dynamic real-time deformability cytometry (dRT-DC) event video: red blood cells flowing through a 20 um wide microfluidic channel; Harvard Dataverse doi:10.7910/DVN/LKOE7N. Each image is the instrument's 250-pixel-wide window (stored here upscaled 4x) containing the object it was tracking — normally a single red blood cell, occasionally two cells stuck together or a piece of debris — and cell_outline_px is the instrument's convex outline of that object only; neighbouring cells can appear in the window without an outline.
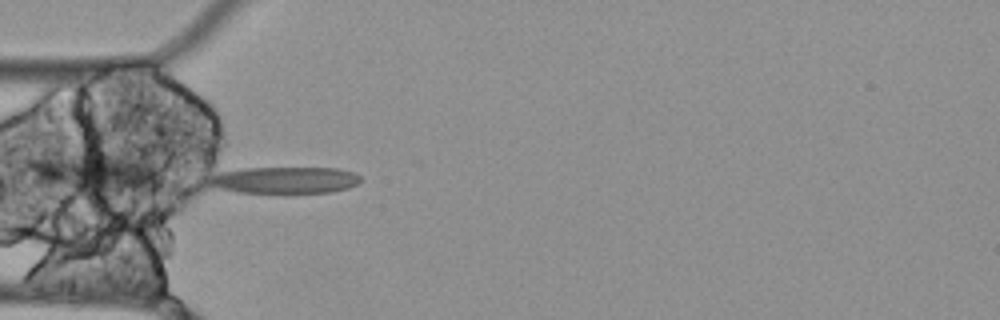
{"species": "Egyptian fruit bat (a non-hibernating species)", "species_latin": "Rousettus aegyptiacus", "temperature_condition": "cold", "stored_images_in_passage": 6, "camera_frame_rate_fps": 3000, "um_per_image_px": 0.085, "animal": {"sex": "female"}, "frame": {"image": 1, "passage_image": 4, "time_ms": 1.0, "image_size_px": [1000, 320], "cell_outline_px": [[360, 180], [356, 184], [348, 188], [332, 192], [284, 196], [240, 192], [220, 188], [208, 184], [208, 180], [212, 176], [220, 172], [244, 168], [336, 168], [356, 172], [360, 176]], "centroid_in_image_um": [24.24, 15.35], "position_along_channel_um": 60.8, "area_um2": 24.57}}
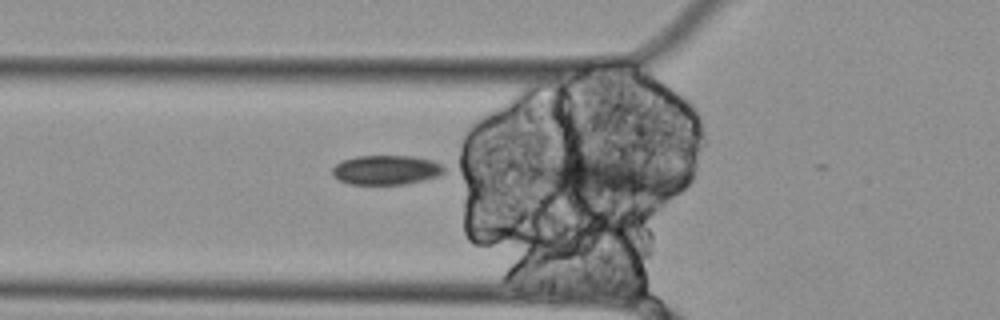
{"frame": {"image": 2, "passage_image": 5, "time_ms": 1.333, "image_size_px": [1000, 320], "cell_outline_px": [[444, 172], [440, 176], [424, 180], [404, 184], [348, 184], [332, 176], [332, 168], [340, 160], [356, 156], [412, 156], [432, 160], [440, 164], [444, 168]], "centroid_in_image_um": [32.8, 14.44], "position_along_channel_um": 93.0, "area_um2": 19.31}}